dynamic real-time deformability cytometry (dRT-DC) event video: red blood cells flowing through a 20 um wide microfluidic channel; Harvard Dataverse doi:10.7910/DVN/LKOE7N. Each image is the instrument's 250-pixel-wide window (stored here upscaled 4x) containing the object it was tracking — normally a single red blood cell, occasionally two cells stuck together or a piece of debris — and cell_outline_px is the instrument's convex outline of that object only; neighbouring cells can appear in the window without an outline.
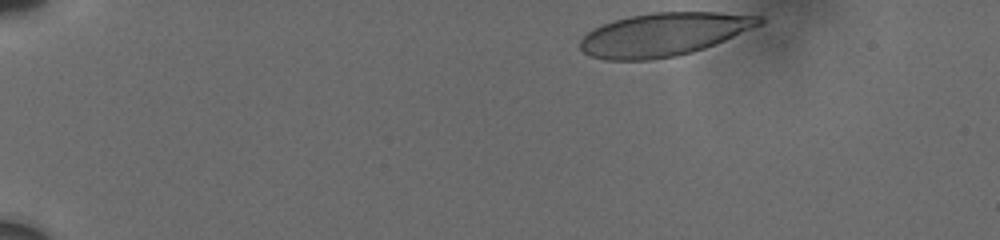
{"species": "human", "species_latin": "Homo sapiens", "temperature_condition": "cold", "stored_images_in_passage": 7, "camera_frame_rate_fps": 3000, "um_per_image_px": 0.085, "donor": {"sex": "male"}, "frame": {"image": 1, "passage_image": 1, "time_ms": 0.0, "image_size_px": [1000, 240], "cell_outline_px": [[764, 20], [760, 24], [724, 40], [704, 48], [692, 52], [676, 56], [652, 60], [604, 60], [592, 56], [584, 52], [580, 48], [580, 40], [588, 32], [612, 20], [628, 16], [652, 12], [720, 12], [760, 16]], "centroid_in_image_um": [56.38, 2.92], "position_along_channel_um": 28.6, "area_um2": 44.8}}
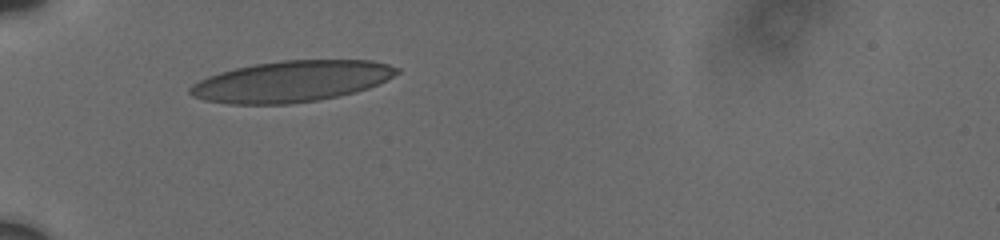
{"frame": {"image": 2, "passage_image": 6, "time_ms": 3.333, "image_size_px": [1000, 240], "cell_outline_px": [[400, 72], [380, 84], [356, 92], [340, 96], [316, 100], [288, 104], [228, 104], [204, 100], [192, 96], [188, 92], [188, 88], [192, 84], [208, 76], [220, 72], [236, 68], [256, 64], [280, 60], [372, 60], [388, 64], [400, 68]], "centroid_in_image_um": [24.79, 6.92], "position_along_channel_um": 60.2, "area_um2": 49.71}}
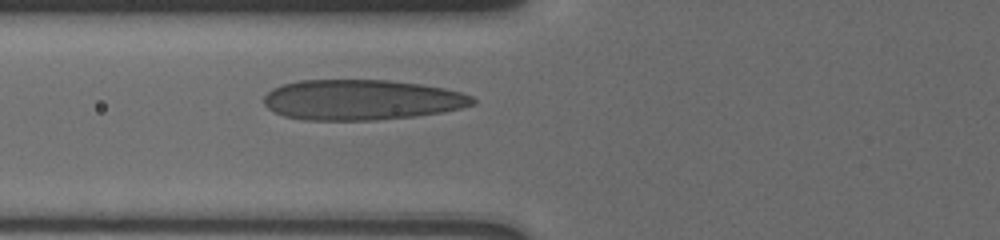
{"frame": {"image": 3, "passage_image": 7, "time_ms": 4.667, "image_size_px": [1000, 240], "cell_outline_px": [[476, 104], [460, 108], [440, 112], [416, 116], [376, 120], [304, 120], [284, 116], [268, 108], [264, 104], [264, 96], [272, 88], [284, 84], [300, 80], [388, 80], [420, 84], [444, 88], [460, 92], [472, 96], [476, 100]], "centroid_in_image_um": [30.73, 8.49], "position_along_channel_um": 95.1, "area_um2": 49.13}}